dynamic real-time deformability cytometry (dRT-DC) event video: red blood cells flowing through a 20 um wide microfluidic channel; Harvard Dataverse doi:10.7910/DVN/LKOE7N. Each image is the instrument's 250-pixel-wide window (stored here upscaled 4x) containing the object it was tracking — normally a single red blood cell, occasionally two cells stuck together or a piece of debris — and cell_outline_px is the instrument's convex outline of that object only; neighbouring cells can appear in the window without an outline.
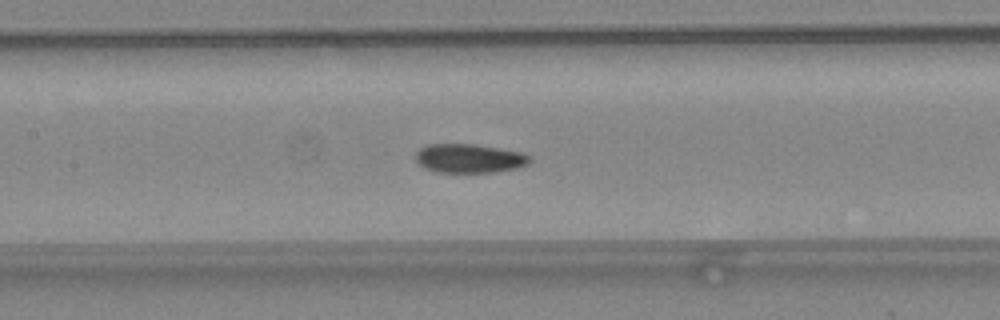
{"species": "common noctule bat (a hibernating species)", "species_latin": "Nyctalus noctula", "temperature_condition": "warm", "stored_images_in_passage": 47, "camera_frame_rate_fps": 3000, "um_per_image_px": 0.085, "animal": {"sex": "female", "body_mass_g": 24.6, "forearm_length_mm": 56.2}, "frame": {"image": 1, "passage_image": 22, "time_ms": 7.0, "image_size_px": [1000, 320], "cell_outline_px": [[532, 160], [528, 164], [516, 168], [496, 172], [436, 172], [424, 168], [416, 160], [416, 152], [420, 148], [428, 144], [476, 144], [520, 152], [528, 156]], "centroid_in_image_um": [39.87, 13.46], "position_along_channel_um": 167.5, "area_um2": 19.19}}
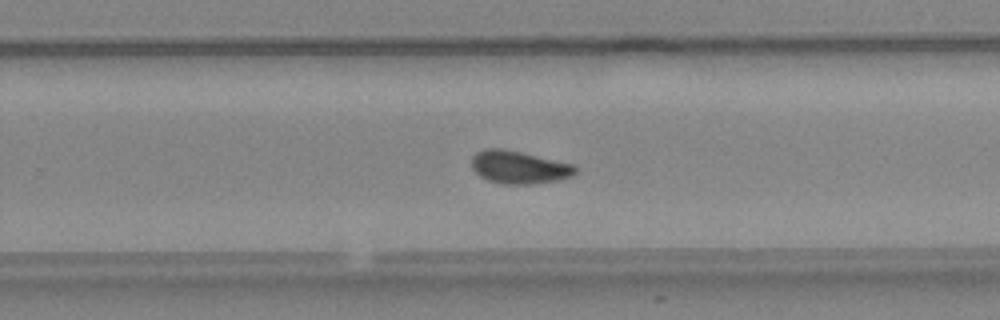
{"frame": {"image": 2, "passage_image": 30, "time_ms": 9.667, "image_size_px": [1000, 320], "cell_outline_px": [[576, 172], [572, 176], [560, 180], [532, 184], [500, 184], [488, 180], [480, 176], [472, 168], [472, 156], [476, 152], [484, 148], [504, 148], [572, 164], [576, 168]], "centroid_in_image_um": [44.09, 14.21], "position_along_channel_um": 285.7, "area_um2": 19.88}}
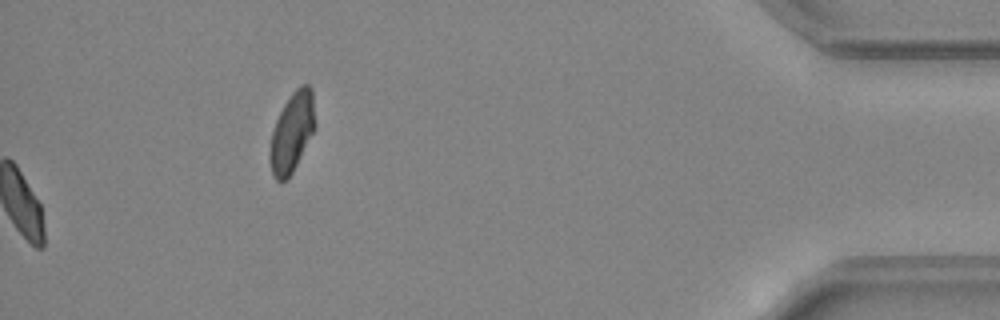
{"frame": {"image": 3, "passage_image": 47, "time_ms": 15.333, "image_size_px": [1000, 320], "cell_outline_px": [[316, 128], [288, 180], [276, 180], [272, 172], [268, 156], [268, 152], [272, 132], [276, 120], [284, 104], [292, 92], [300, 84], [308, 84], [312, 88], [316, 124]], "centroid_in_image_um": [24.83, 11.23], "position_along_channel_um": 410.4, "area_um2": 21.21}, "authors_computed_cell_mechanics": {"area_um2": 18.9584, "velocity_mm_per_s": 4.4472, "shape_relaxation_time_tau1_ms": 4.7982, "shape_relaxation_time_tau2_ms": 2.3202, "deformation_change_tau1": 0.133, "deformation_change_tau2": 0.0576}}